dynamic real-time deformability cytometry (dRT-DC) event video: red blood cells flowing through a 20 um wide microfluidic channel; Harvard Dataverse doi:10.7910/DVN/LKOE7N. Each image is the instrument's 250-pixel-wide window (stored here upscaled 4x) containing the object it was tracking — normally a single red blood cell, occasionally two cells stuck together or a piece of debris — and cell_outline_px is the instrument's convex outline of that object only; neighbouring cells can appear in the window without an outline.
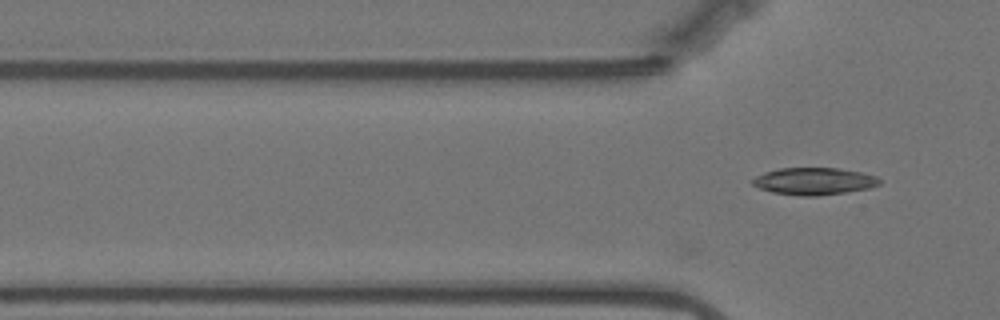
{"species": "Egyptian fruit bat (a non-hibernating species)", "species_latin": "Rousettus aegyptiacus", "temperature_condition": "warm", "stored_images_in_passage": 2, "camera_frame_rate_fps": 3000, "um_per_image_px": 0.085, "animal": {"sex": "female"}, "frame": {"image": 1, "passage_image": 2, "time_ms": 0.333, "image_size_px": [1000, 320], "cell_outline_px": [[880, 184], [868, 188], [820, 196], [800, 196], [772, 192], [760, 188], [752, 184], [748, 180], [764, 172], [780, 168], [840, 168], [860, 172], [876, 176], [880, 180]], "centroid_in_image_um": [69.15, 15.4], "position_along_channel_um": 56.7, "area_um2": 20.11}}